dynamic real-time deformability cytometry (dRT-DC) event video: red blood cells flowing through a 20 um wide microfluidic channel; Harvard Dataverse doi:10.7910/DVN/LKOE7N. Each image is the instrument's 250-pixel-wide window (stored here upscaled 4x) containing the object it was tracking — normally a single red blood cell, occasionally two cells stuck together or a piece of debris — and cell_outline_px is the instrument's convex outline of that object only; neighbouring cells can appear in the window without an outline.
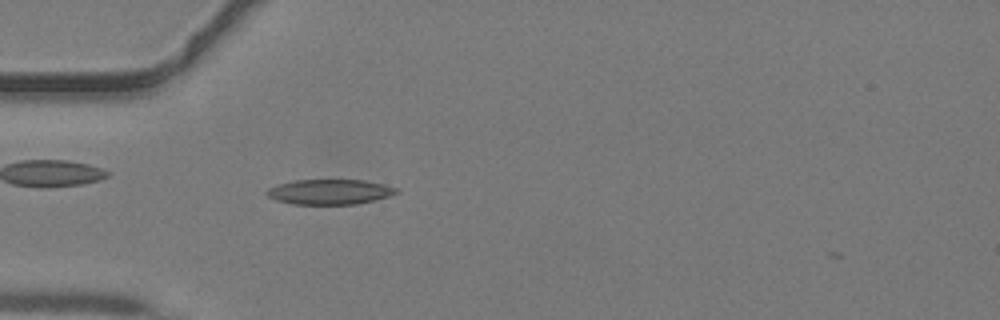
{"species": "common noctule bat (a hibernating species)", "species_latin": "Nyctalus noctula", "temperature_condition": "warm", "stored_images_in_passage": 44, "camera_frame_rate_fps": 3000, "um_per_image_px": 0.085, "animal": {"sex": "male", "body_mass_g": 19.2, "forearm_length_mm": 51.8}, "frame": {"image": 1, "passage_image": 13, "time_ms": 4.0, "image_size_px": [1000, 320], "cell_outline_px": [[400, 192], [388, 196], [356, 204], [292, 204], [276, 200], [268, 196], [264, 192], [268, 188], [276, 184], [296, 180], [364, 180], [396, 188]], "centroid_in_image_um": [27.96, 16.3], "position_along_channel_um": 57.0, "area_um2": 18.79}}
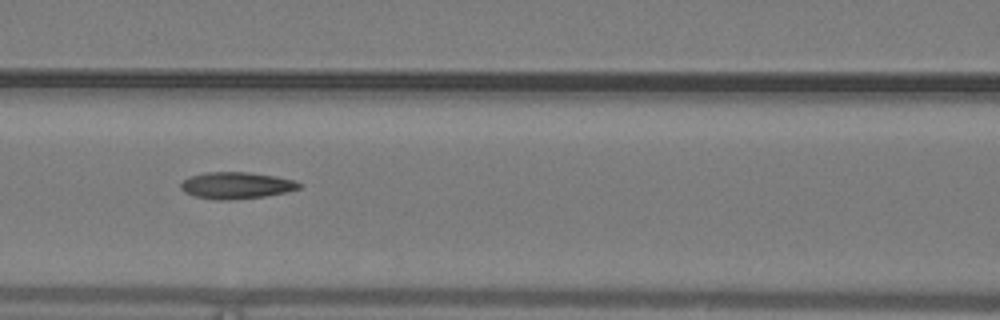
{"frame": {"image": 2, "passage_image": 19, "time_ms": 6.0, "image_size_px": [1000, 320], "cell_outline_px": [[304, 184], [300, 188], [284, 192], [264, 196], [228, 200], [216, 200], [196, 196], [184, 192], [180, 188], [180, 184], [188, 176], [204, 172], [248, 172], [276, 176], [296, 180]], "centroid_in_image_um": [20.09, 15.75], "position_along_channel_um": 146.5, "area_um2": 18.5}}
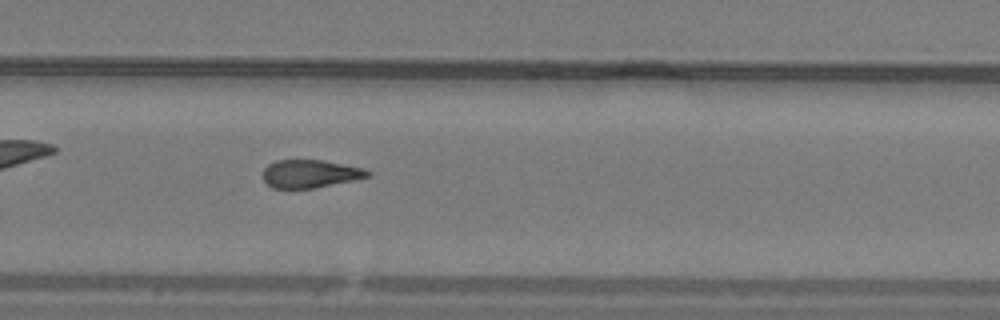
{"frame": {"image": 3, "passage_image": 29, "time_ms": 9.333, "image_size_px": [1000, 320], "cell_outline_px": [[372, 176], [312, 188], [272, 188], [264, 180], [264, 168], [268, 164], [276, 160], [324, 160], [364, 168], [372, 172]], "centroid_in_image_um": [26.39, 14.75], "position_along_channel_um": 303.4, "area_um2": 16.99}}